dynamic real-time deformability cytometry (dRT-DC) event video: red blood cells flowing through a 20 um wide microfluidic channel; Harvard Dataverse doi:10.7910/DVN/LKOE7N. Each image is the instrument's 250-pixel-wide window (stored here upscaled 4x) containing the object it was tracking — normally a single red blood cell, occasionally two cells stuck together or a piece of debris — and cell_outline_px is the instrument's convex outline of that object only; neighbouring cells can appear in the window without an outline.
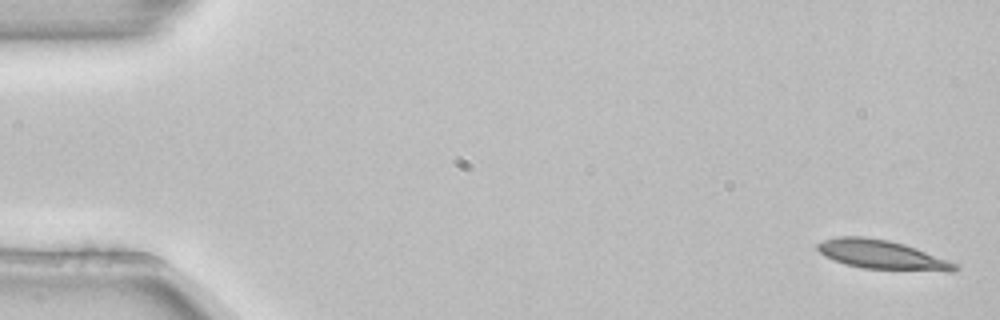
{"species": "common noctule bat (a hibernating species)", "species_latin": "Nyctalus noctula", "temperature_condition": "room temperature", "stored_images_in_passage": 5, "camera_frame_rate_fps": 3000, "um_per_image_px": 0.085, "animal": {"sex": "female", "body_mass_g": 22.7, "forearm_length_mm": 54.2}, "frame": {"image": 1, "passage_image": 1, "time_ms": 0.0, "image_size_px": [1000, 320], "cell_outline_px": [[960, 268], [952, 272], [948, 272], [864, 268], [844, 264], [824, 256], [816, 248], [816, 244], [824, 240], [836, 236], [864, 236], [888, 240], [904, 244], [916, 248], [956, 264]], "centroid_in_image_um": [74.93, 21.65], "position_along_channel_um": 10.1, "area_um2": 23.29}}
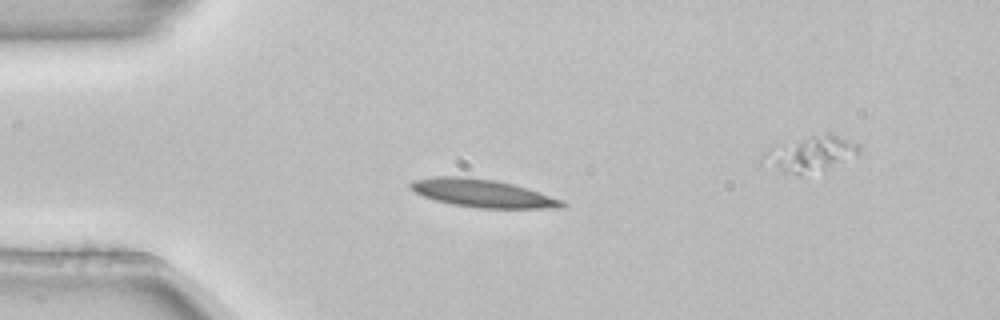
{"frame": {"image": 2, "passage_image": 4, "time_ms": 1.0, "image_size_px": [1000, 320], "cell_outline_px": [[568, 204], [564, 208], [476, 208], [452, 204], [436, 200], [424, 196], [416, 192], [408, 184], [412, 180], [436, 176], [468, 176], [496, 180], [528, 188], [564, 200]], "centroid_in_image_um": [41.07, 16.42], "position_along_channel_um": 43.9, "area_um2": 24.85}}